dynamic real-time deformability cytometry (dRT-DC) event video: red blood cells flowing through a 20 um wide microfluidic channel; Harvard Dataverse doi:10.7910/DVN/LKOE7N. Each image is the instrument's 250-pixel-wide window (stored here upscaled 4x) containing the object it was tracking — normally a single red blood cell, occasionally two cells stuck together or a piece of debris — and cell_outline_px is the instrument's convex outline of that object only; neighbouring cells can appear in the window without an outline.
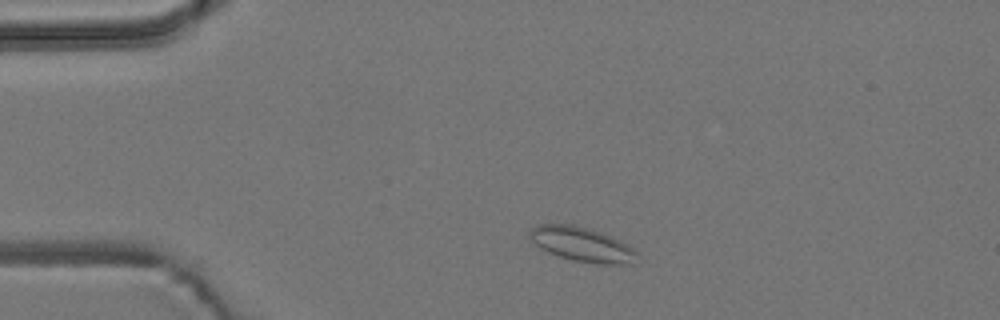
{"species": "common noctule bat (a hibernating species)", "species_latin": "Nyctalus noctula", "temperature_condition": "room temperature", "stored_images_in_passage": 3, "camera_frame_rate_fps": 3000, "um_per_image_px": 0.085, "animal": {"sex": "male", "body_mass_g": 19.2, "forearm_length_mm": 51.8}, "frame": {"image": 1, "passage_image": 2, "time_ms": 1.333, "image_size_px": [1000, 320], "cell_outline_px": [[636, 252], [632, 264], [596, 264], [572, 260], [548, 252], [540, 248], [528, 236], [528, 232], [536, 224], [572, 224], [588, 228], [600, 232], [620, 240], [632, 248]], "centroid_in_image_um": [49.42, 20.76], "position_along_channel_um": 35.6, "area_um2": 21.39}}